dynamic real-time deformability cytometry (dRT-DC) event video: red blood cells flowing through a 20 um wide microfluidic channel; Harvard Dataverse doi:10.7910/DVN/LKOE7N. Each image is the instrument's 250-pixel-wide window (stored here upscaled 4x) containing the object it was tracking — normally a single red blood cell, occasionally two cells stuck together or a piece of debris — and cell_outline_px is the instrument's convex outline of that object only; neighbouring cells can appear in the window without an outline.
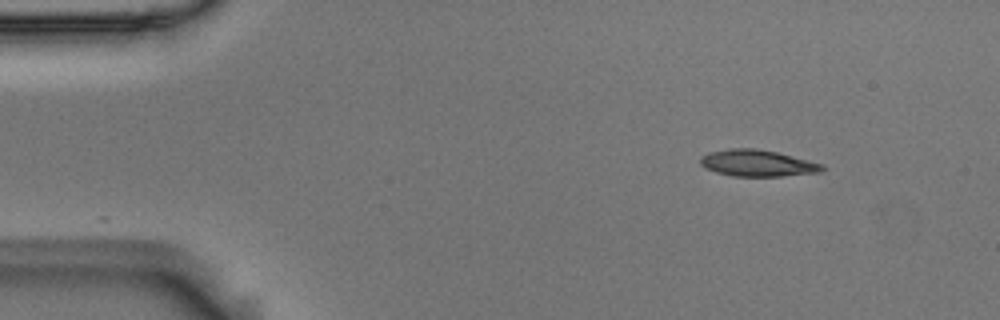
{"species": "Egyptian fruit bat (a non-hibernating species)", "species_latin": "Rousettus aegyptiacus", "temperature_condition": "room temperature", "stored_images_in_passage": 22, "camera_frame_rate_fps": 3000, "um_per_image_px": 0.085, "animal": {"sex": "male"}, "frame": {"image": 1, "passage_image": 1, "time_ms": 0.0, "image_size_px": [1000, 320], "cell_outline_px": [[828, 168], [820, 172], [780, 176], [732, 176], [716, 172], [704, 168], [700, 164], [700, 156], [708, 152], [728, 148], [756, 148], [776, 152], [824, 164]], "centroid_in_image_um": [64.36, 13.86], "position_along_channel_um": 20.6, "area_um2": 19.02}}
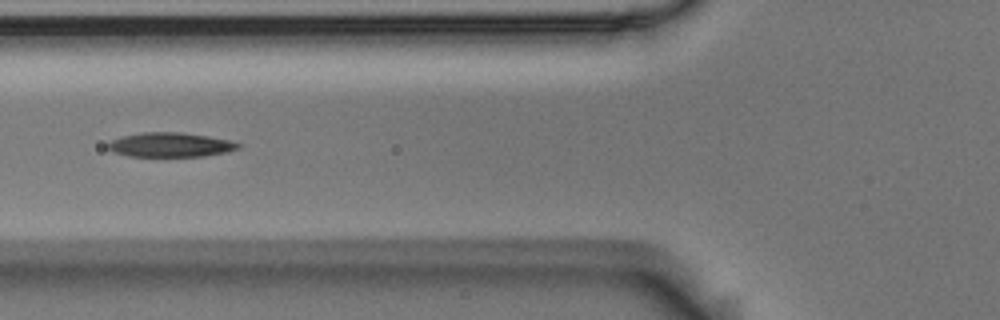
{"frame": {"image": 2, "passage_image": 15, "time_ms": 4.667, "image_size_px": [1000, 320], "cell_outline_px": [[244, 144], [240, 148], [228, 152], [204, 156], [128, 156], [112, 152], [108, 148], [108, 144], [112, 140], [120, 136], [140, 132], [180, 132], [208, 136], [228, 140]], "centroid_in_image_um": [14.5, 12.3], "position_along_channel_um": 111.3, "area_um2": 18.67}}
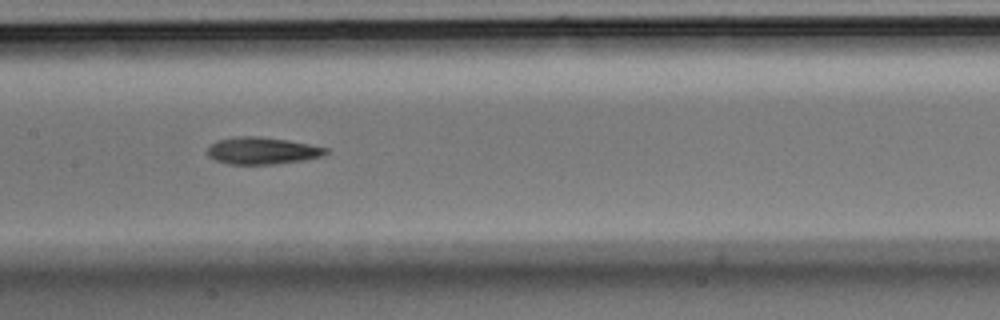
{"frame": {"image": 3, "passage_image": 21, "time_ms": 6.667, "image_size_px": [1000, 320], "cell_outline_px": [[328, 152], [324, 156], [304, 160], [276, 164], [228, 164], [216, 160], [208, 156], [208, 148], [212, 144], [220, 140], [236, 136], [256, 136], [288, 140], [328, 148]], "centroid_in_image_um": [22.32, 12.82], "position_along_channel_um": 185.1, "area_um2": 18.55}}